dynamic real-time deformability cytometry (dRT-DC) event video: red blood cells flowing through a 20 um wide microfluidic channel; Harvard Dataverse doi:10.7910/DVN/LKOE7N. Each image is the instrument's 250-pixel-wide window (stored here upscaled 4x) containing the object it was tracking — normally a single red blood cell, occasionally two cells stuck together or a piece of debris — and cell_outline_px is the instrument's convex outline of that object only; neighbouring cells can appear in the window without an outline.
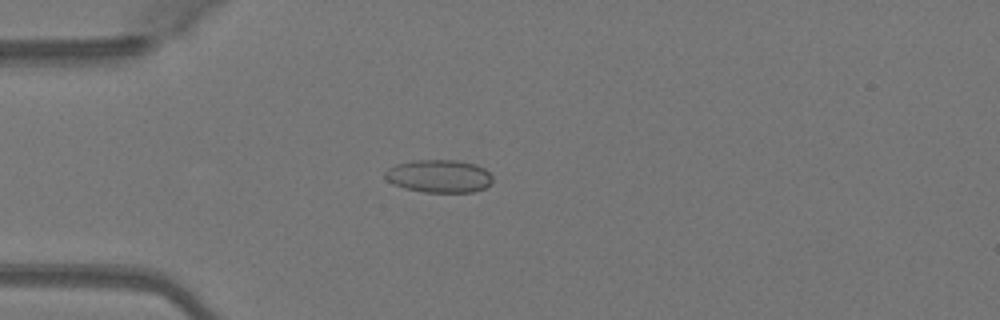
{"species": "Egyptian fruit bat (a non-hibernating species)", "species_latin": "Rousettus aegyptiacus", "temperature_condition": "warm", "stored_images_in_passage": 37, "camera_frame_rate_fps": 3000, "um_per_image_px": 0.085, "animal": {"sex": "female"}, "frame": {"image": 1, "passage_image": 1, "time_ms": 0.0, "image_size_px": [1000, 320], "cell_outline_px": [[492, 180], [484, 188], [472, 192], [424, 192], [404, 188], [392, 184], [384, 176], [384, 172], [388, 168], [396, 164], [412, 160], [456, 160], [476, 164], [484, 168], [492, 176]], "centroid_in_image_um": [37.29, 14.96], "position_along_channel_um": 47.7, "area_um2": 20.63}}
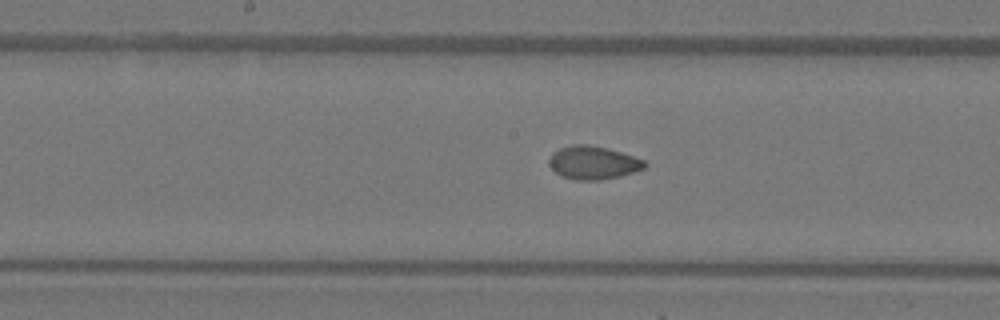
{"frame": {"image": 2, "passage_image": 13, "time_ms": 4.0, "image_size_px": [1000, 320], "cell_outline_px": [[648, 164], [644, 168], [620, 176], [600, 180], [576, 180], [560, 176], [548, 164], [548, 160], [552, 152], [560, 148], [572, 144], [588, 144], [608, 148], [644, 160]], "centroid_in_image_um": [50.38, 13.82], "position_along_channel_um": 197.8, "area_um2": 18.55}}
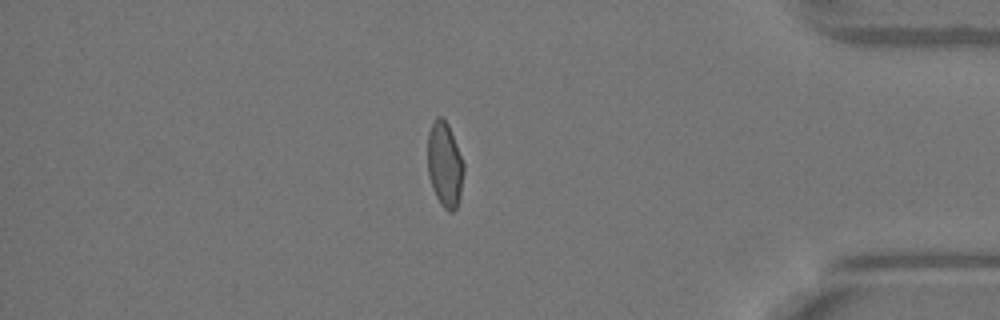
{"frame": {"image": 3, "passage_image": 30, "time_ms": 9.667, "image_size_px": [1000, 320], "cell_outline_px": [[464, 172], [460, 192], [456, 208], [452, 212], [448, 212], [440, 204], [432, 188], [428, 176], [428, 132], [436, 116], [440, 116], [448, 124], [464, 164]], "centroid_in_image_um": [37.79, 14.0], "position_along_channel_um": 397.4, "area_um2": 17.74}, "authors_computed_cell_mechanics": {"area_um2": 18.0914, "velocity_mm_per_s": 4.112, "shape_relaxation_time_tau1_ms": 8.1534, "shape_relaxation_time_tau2_ms": null, "deformation_change_tau1": 0.1979, "deformation_change_tau2": null}}